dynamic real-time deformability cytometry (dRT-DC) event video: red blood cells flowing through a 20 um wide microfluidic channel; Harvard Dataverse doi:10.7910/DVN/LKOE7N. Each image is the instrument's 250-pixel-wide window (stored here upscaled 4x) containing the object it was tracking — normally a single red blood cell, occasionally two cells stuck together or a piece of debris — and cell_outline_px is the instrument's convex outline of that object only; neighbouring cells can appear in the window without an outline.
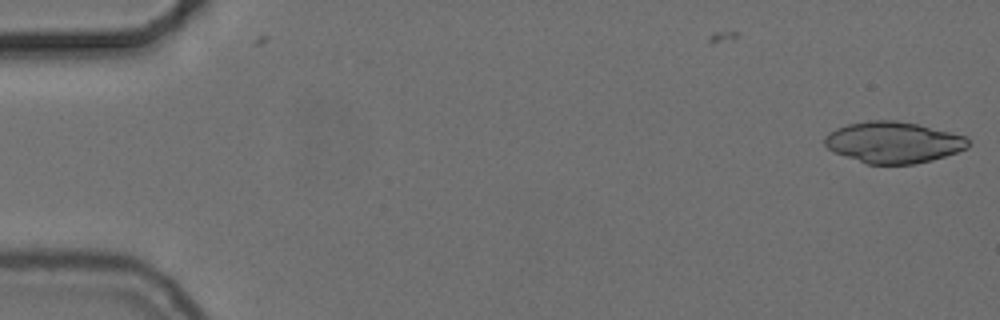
{"species": "common noctule bat (a hibernating species)", "species_latin": "Nyctalus noctula", "temperature_condition": "cold", "stored_images_in_passage": 4, "camera_frame_rate_fps": 3000, "um_per_image_px": 0.085, "animal": {"sex": "female", "body_mass_g": 24.6, "forearm_length_mm": 56.2}, "frame": {"image": 1, "passage_image": 4, "time_ms": 1.0, "image_size_px": [1000, 320], "cell_outline_px": [[968, 148], [932, 160], [916, 164], [868, 164], [836, 152], [828, 148], [824, 144], [824, 136], [828, 132], [836, 128], [848, 124], [868, 120], [896, 120], [916, 124], [968, 136]], "centroid_in_image_um": [75.94, 12.09], "position_along_channel_um": 9.1, "area_um2": 34.39}}